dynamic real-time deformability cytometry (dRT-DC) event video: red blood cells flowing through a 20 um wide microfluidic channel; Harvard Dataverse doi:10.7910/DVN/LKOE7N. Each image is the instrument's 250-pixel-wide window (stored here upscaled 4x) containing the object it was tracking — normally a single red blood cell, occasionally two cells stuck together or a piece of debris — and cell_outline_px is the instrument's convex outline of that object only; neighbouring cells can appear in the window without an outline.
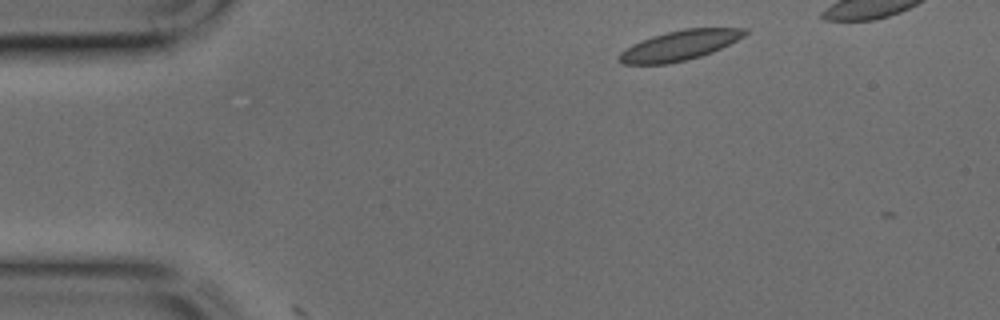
{"species": "common noctule bat (a hibernating species)", "species_latin": "Nyctalus noctula", "temperature_condition": "cold", "stored_images_in_passage": 2, "camera_frame_rate_fps": 3000, "um_per_image_px": 0.085, "animal": {"sex": "male", "body_mass_g": 17.9, "forearm_length_mm": 54.2}, "frame": {"image": 1, "passage_image": 1, "time_ms": 0.0, "image_size_px": [1000, 320], "cell_outline_px": [[748, 32], [744, 36], [712, 52], [700, 56], [668, 64], [624, 64], [616, 60], [616, 56], [620, 52], [632, 44], [640, 40], [652, 36], [684, 28], [748, 28]], "centroid_in_image_um": [57.71, 3.86], "position_along_channel_um": 27.3, "area_um2": 21.85}}